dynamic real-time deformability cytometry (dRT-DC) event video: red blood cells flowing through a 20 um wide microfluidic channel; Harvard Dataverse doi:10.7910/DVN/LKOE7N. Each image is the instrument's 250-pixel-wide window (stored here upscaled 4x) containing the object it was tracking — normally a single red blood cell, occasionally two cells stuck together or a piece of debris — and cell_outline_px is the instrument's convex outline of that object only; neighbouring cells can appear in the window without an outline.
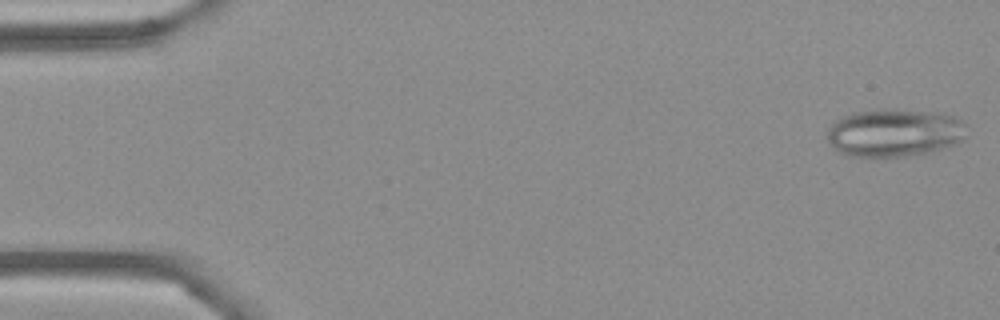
{"species": "Egyptian fruit bat (a non-hibernating species)", "species_latin": "Rousettus aegyptiacus", "temperature_condition": "cold", "stored_images_in_passage": 54, "camera_frame_rate_fps": 3000, "um_per_image_px": 0.085, "frame": {"image": 1, "passage_image": 1, "time_ms": 0.0, "image_size_px": [1000, 320], "cell_outline_px": [[968, 136], [964, 140], [928, 152], [884, 160], [848, 156], [832, 148], [828, 140], [828, 128], [836, 120], [852, 112], [884, 108], [896, 108], [940, 112], [956, 116], [968, 124]], "centroid_in_image_um": [76.05, 11.29], "position_along_channel_um": 8.9, "area_um2": 40.46}}
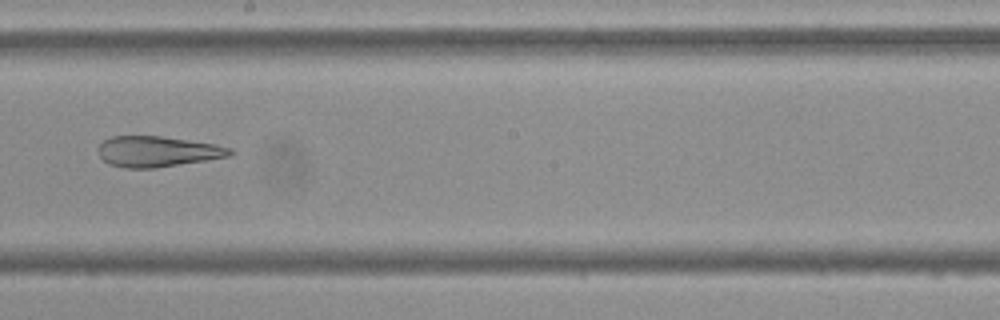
{"frame": {"image": 2, "passage_image": 30, "time_ms": 9.667, "image_size_px": [1000, 320], "cell_outline_px": [[236, 152], [228, 156], [156, 168], [124, 168], [108, 164], [100, 156], [100, 144], [104, 140], [112, 136], [160, 136], [216, 144], [232, 148]], "centroid_in_image_um": [13.4, 12.88], "position_along_channel_um": 234.8, "area_um2": 23.35}}
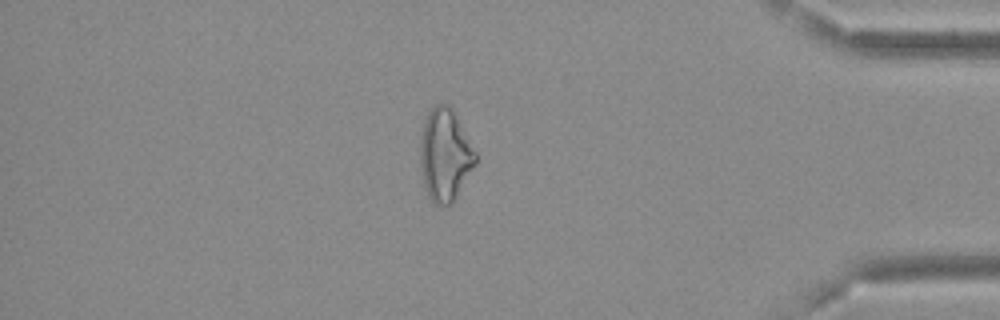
{"frame": {"image": 3, "passage_image": 46, "time_ms": 15.0, "image_size_px": [1000, 320], "cell_outline_px": [[476, 164], [452, 204], [440, 208], [428, 196], [424, 184], [420, 164], [420, 136], [424, 120], [428, 112], [436, 104], [448, 104], [476, 152]], "centroid_in_image_um": [37.81, 13.22], "position_along_channel_um": 397.4, "area_um2": 29.59}, "authors_computed_cell_mechanics": {"area_um2": 29.8537, "velocity_mm_per_s": 3.6778, "shape_relaxation_time_tau1_ms": null, "shape_relaxation_time_tau2_ms": 5.3184, "deformation_change_tau1": null, "deformation_change_tau2": 0.1422}}